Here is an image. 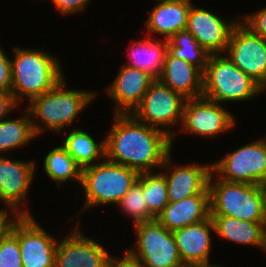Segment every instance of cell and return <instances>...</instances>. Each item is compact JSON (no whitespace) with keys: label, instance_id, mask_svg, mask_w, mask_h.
Wrapping results in <instances>:
<instances>
[{"label":"cell","instance_id":"1f68e13d","mask_svg":"<svg viewBox=\"0 0 266 267\" xmlns=\"http://www.w3.org/2000/svg\"><path fill=\"white\" fill-rule=\"evenodd\" d=\"M0 46V91L11 92L12 89V72L10 57L5 55Z\"/></svg>","mask_w":266,"mask_h":267},{"label":"cell","instance_id":"52a82bcc","mask_svg":"<svg viewBox=\"0 0 266 267\" xmlns=\"http://www.w3.org/2000/svg\"><path fill=\"white\" fill-rule=\"evenodd\" d=\"M133 227L137 234L135 249L131 247L126 253L139 267H186L180 258L172 231L156 219Z\"/></svg>","mask_w":266,"mask_h":267},{"label":"cell","instance_id":"4dcf8cb0","mask_svg":"<svg viewBox=\"0 0 266 267\" xmlns=\"http://www.w3.org/2000/svg\"><path fill=\"white\" fill-rule=\"evenodd\" d=\"M253 33L266 39V7L259 9L251 14H246L245 18L240 20Z\"/></svg>","mask_w":266,"mask_h":267},{"label":"cell","instance_id":"cb8c5ba5","mask_svg":"<svg viewBox=\"0 0 266 267\" xmlns=\"http://www.w3.org/2000/svg\"><path fill=\"white\" fill-rule=\"evenodd\" d=\"M62 147L69 153L75 162L82 168L96 164V160L106 158L105 137L101 142L80 127H72Z\"/></svg>","mask_w":266,"mask_h":267},{"label":"cell","instance_id":"7c38bea8","mask_svg":"<svg viewBox=\"0 0 266 267\" xmlns=\"http://www.w3.org/2000/svg\"><path fill=\"white\" fill-rule=\"evenodd\" d=\"M17 239L23 267H55L58 239L47 233L33 215L17 216Z\"/></svg>","mask_w":266,"mask_h":267},{"label":"cell","instance_id":"7a4b0ae2","mask_svg":"<svg viewBox=\"0 0 266 267\" xmlns=\"http://www.w3.org/2000/svg\"><path fill=\"white\" fill-rule=\"evenodd\" d=\"M13 52L11 92L19 104L48 92L64 77L61 62L50 52L18 45Z\"/></svg>","mask_w":266,"mask_h":267},{"label":"cell","instance_id":"8fae6325","mask_svg":"<svg viewBox=\"0 0 266 267\" xmlns=\"http://www.w3.org/2000/svg\"><path fill=\"white\" fill-rule=\"evenodd\" d=\"M237 119L225 107L204 96L187 98L183 107L184 133L201 137H216L234 128Z\"/></svg>","mask_w":266,"mask_h":267},{"label":"cell","instance_id":"2e32d148","mask_svg":"<svg viewBox=\"0 0 266 267\" xmlns=\"http://www.w3.org/2000/svg\"><path fill=\"white\" fill-rule=\"evenodd\" d=\"M171 153L166 157L161 173L165 176L168 201L178 202L184 198L199 193H210L209 178L212 173V164H183L171 166Z\"/></svg>","mask_w":266,"mask_h":267},{"label":"cell","instance_id":"9a60e30c","mask_svg":"<svg viewBox=\"0 0 266 267\" xmlns=\"http://www.w3.org/2000/svg\"><path fill=\"white\" fill-rule=\"evenodd\" d=\"M111 256L99 241L85 236L77 226L58 240L55 267H104Z\"/></svg>","mask_w":266,"mask_h":267},{"label":"cell","instance_id":"f546056e","mask_svg":"<svg viewBox=\"0 0 266 267\" xmlns=\"http://www.w3.org/2000/svg\"><path fill=\"white\" fill-rule=\"evenodd\" d=\"M0 267H23L17 239V216H12L0 234Z\"/></svg>","mask_w":266,"mask_h":267},{"label":"cell","instance_id":"3957f363","mask_svg":"<svg viewBox=\"0 0 266 267\" xmlns=\"http://www.w3.org/2000/svg\"><path fill=\"white\" fill-rule=\"evenodd\" d=\"M64 78L48 92L33 98L27 106L36 137L46 129L60 134L65 126L72 127L79 113L96 98V91L65 89ZM33 118L39 119L41 124Z\"/></svg>","mask_w":266,"mask_h":267},{"label":"cell","instance_id":"d6986e66","mask_svg":"<svg viewBox=\"0 0 266 267\" xmlns=\"http://www.w3.org/2000/svg\"><path fill=\"white\" fill-rule=\"evenodd\" d=\"M157 79L186 99L201 97L203 94V71L194 64L172 56L168 51Z\"/></svg>","mask_w":266,"mask_h":267},{"label":"cell","instance_id":"836d02e7","mask_svg":"<svg viewBox=\"0 0 266 267\" xmlns=\"http://www.w3.org/2000/svg\"><path fill=\"white\" fill-rule=\"evenodd\" d=\"M18 106L12 92L0 91V121L8 118L11 111Z\"/></svg>","mask_w":266,"mask_h":267},{"label":"cell","instance_id":"603a6c76","mask_svg":"<svg viewBox=\"0 0 266 267\" xmlns=\"http://www.w3.org/2000/svg\"><path fill=\"white\" fill-rule=\"evenodd\" d=\"M166 51L167 40H155L144 36L131 45L128 52L130 62L124 64L131 68L145 70L157 79L162 71Z\"/></svg>","mask_w":266,"mask_h":267},{"label":"cell","instance_id":"f1b7e54d","mask_svg":"<svg viewBox=\"0 0 266 267\" xmlns=\"http://www.w3.org/2000/svg\"><path fill=\"white\" fill-rule=\"evenodd\" d=\"M126 217L133 218V225L156 219L147 208L141 184L136 181L117 204ZM128 215V216H127Z\"/></svg>","mask_w":266,"mask_h":267},{"label":"cell","instance_id":"44dd1931","mask_svg":"<svg viewBox=\"0 0 266 267\" xmlns=\"http://www.w3.org/2000/svg\"><path fill=\"white\" fill-rule=\"evenodd\" d=\"M157 4L148 13L145 29L149 33L163 35L169 40L179 31L186 30L191 0H156Z\"/></svg>","mask_w":266,"mask_h":267},{"label":"cell","instance_id":"7402d4cb","mask_svg":"<svg viewBox=\"0 0 266 267\" xmlns=\"http://www.w3.org/2000/svg\"><path fill=\"white\" fill-rule=\"evenodd\" d=\"M215 234L241 245H251L266 253V222H249L221 215H211Z\"/></svg>","mask_w":266,"mask_h":267},{"label":"cell","instance_id":"277c9868","mask_svg":"<svg viewBox=\"0 0 266 267\" xmlns=\"http://www.w3.org/2000/svg\"><path fill=\"white\" fill-rule=\"evenodd\" d=\"M139 172L106 158L94 165L82 168L81 186L84 190V206L79 213L94 206L117 205L137 181Z\"/></svg>","mask_w":266,"mask_h":267},{"label":"cell","instance_id":"30bf717a","mask_svg":"<svg viewBox=\"0 0 266 267\" xmlns=\"http://www.w3.org/2000/svg\"><path fill=\"white\" fill-rule=\"evenodd\" d=\"M225 54L266 91V39L239 21L233 28Z\"/></svg>","mask_w":266,"mask_h":267},{"label":"cell","instance_id":"ba28073f","mask_svg":"<svg viewBox=\"0 0 266 267\" xmlns=\"http://www.w3.org/2000/svg\"><path fill=\"white\" fill-rule=\"evenodd\" d=\"M185 101L186 98L182 94L156 79L131 114L138 121L164 131L172 138L173 146L176 134L172 129L174 125L182 123Z\"/></svg>","mask_w":266,"mask_h":267},{"label":"cell","instance_id":"74e56055","mask_svg":"<svg viewBox=\"0 0 266 267\" xmlns=\"http://www.w3.org/2000/svg\"><path fill=\"white\" fill-rule=\"evenodd\" d=\"M262 187L264 189V195H265V216H266V183L262 185Z\"/></svg>","mask_w":266,"mask_h":267},{"label":"cell","instance_id":"9c48e42d","mask_svg":"<svg viewBox=\"0 0 266 267\" xmlns=\"http://www.w3.org/2000/svg\"><path fill=\"white\" fill-rule=\"evenodd\" d=\"M211 164L215 177L262 186L266 183V137L228 152Z\"/></svg>","mask_w":266,"mask_h":267},{"label":"cell","instance_id":"5bb4252c","mask_svg":"<svg viewBox=\"0 0 266 267\" xmlns=\"http://www.w3.org/2000/svg\"><path fill=\"white\" fill-rule=\"evenodd\" d=\"M240 18L222 19L221 16L192 4L186 30L210 55L225 54L233 28Z\"/></svg>","mask_w":266,"mask_h":267},{"label":"cell","instance_id":"8d00e7d4","mask_svg":"<svg viewBox=\"0 0 266 267\" xmlns=\"http://www.w3.org/2000/svg\"><path fill=\"white\" fill-rule=\"evenodd\" d=\"M193 267H223L221 265H216V264H210V262H206V263H203V264H199V265H196V266H193Z\"/></svg>","mask_w":266,"mask_h":267},{"label":"cell","instance_id":"ac0fdd59","mask_svg":"<svg viewBox=\"0 0 266 267\" xmlns=\"http://www.w3.org/2000/svg\"><path fill=\"white\" fill-rule=\"evenodd\" d=\"M211 231L215 232L211 217L173 231L180 258L186 267L210 262Z\"/></svg>","mask_w":266,"mask_h":267},{"label":"cell","instance_id":"e0dca14e","mask_svg":"<svg viewBox=\"0 0 266 267\" xmlns=\"http://www.w3.org/2000/svg\"><path fill=\"white\" fill-rule=\"evenodd\" d=\"M155 80L149 72L123 64L106 89L115 104L113 114L132 113Z\"/></svg>","mask_w":266,"mask_h":267},{"label":"cell","instance_id":"4316f807","mask_svg":"<svg viewBox=\"0 0 266 267\" xmlns=\"http://www.w3.org/2000/svg\"><path fill=\"white\" fill-rule=\"evenodd\" d=\"M167 51L174 57L196 65L205 70L207 53L187 30L179 31L167 40Z\"/></svg>","mask_w":266,"mask_h":267},{"label":"cell","instance_id":"83f0119b","mask_svg":"<svg viewBox=\"0 0 266 267\" xmlns=\"http://www.w3.org/2000/svg\"><path fill=\"white\" fill-rule=\"evenodd\" d=\"M141 172L137 181L141 184L148 211L156 218L169 204L165 176L160 173Z\"/></svg>","mask_w":266,"mask_h":267},{"label":"cell","instance_id":"8992f818","mask_svg":"<svg viewBox=\"0 0 266 267\" xmlns=\"http://www.w3.org/2000/svg\"><path fill=\"white\" fill-rule=\"evenodd\" d=\"M265 91L226 54H211L203 71L202 96L224 104L250 100Z\"/></svg>","mask_w":266,"mask_h":267},{"label":"cell","instance_id":"d6a6232c","mask_svg":"<svg viewBox=\"0 0 266 267\" xmlns=\"http://www.w3.org/2000/svg\"><path fill=\"white\" fill-rule=\"evenodd\" d=\"M51 2L61 15L68 16L84 10L90 0H51Z\"/></svg>","mask_w":266,"mask_h":267},{"label":"cell","instance_id":"ffe728a7","mask_svg":"<svg viewBox=\"0 0 266 267\" xmlns=\"http://www.w3.org/2000/svg\"><path fill=\"white\" fill-rule=\"evenodd\" d=\"M210 217V193H199L178 202H169L156 217V220L166 229L173 232Z\"/></svg>","mask_w":266,"mask_h":267},{"label":"cell","instance_id":"6da1fadb","mask_svg":"<svg viewBox=\"0 0 266 267\" xmlns=\"http://www.w3.org/2000/svg\"><path fill=\"white\" fill-rule=\"evenodd\" d=\"M113 115L115 121L105 136L106 159L139 173L161 168L172 153V138L131 113Z\"/></svg>","mask_w":266,"mask_h":267},{"label":"cell","instance_id":"e575fe53","mask_svg":"<svg viewBox=\"0 0 266 267\" xmlns=\"http://www.w3.org/2000/svg\"><path fill=\"white\" fill-rule=\"evenodd\" d=\"M104 267H139L138 263L127 253L120 259L115 256H111Z\"/></svg>","mask_w":266,"mask_h":267},{"label":"cell","instance_id":"d590c367","mask_svg":"<svg viewBox=\"0 0 266 267\" xmlns=\"http://www.w3.org/2000/svg\"><path fill=\"white\" fill-rule=\"evenodd\" d=\"M11 212L9 209H0V234L7 228L8 223L11 219L10 215Z\"/></svg>","mask_w":266,"mask_h":267},{"label":"cell","instance_id":"484cf974","mask_svg":"<svg viewBox=\"0 0 266 267\" xmlns=\"http://www.w3.org/2000/svg\"><path fill=\"white\" fill-rule=\"evenodd\" d=\"M25 109L24 116L0 121V156L1 153L25 146L36 138L30 113Z\"/></svg>","mask_w":266,"mask_h":267},{"label":"cell","instance_id":"4fadbf2b","mask_svg":"<svg viewBox=\"0 0 266 267\" xmlns=\"http://www.w3.org/2000/svg\"><path fill=\"white\" fill-rule=\"evenodd\" d=\"M36 163L32 161L11 160L6 156H0V201L5 203L15 216L31 215L26 206L27 192L35 177Z\"/></svg>","mask_w":266,"mask_h":267},{"label":"cell","instance_id":"5b68a950","mask_svg":"<svg viewBox=\"0 0 266 267\" xmlns=\"http://www.w3.org/2000/svg\"><path fill=\"white\" fill-rule=\"evenodd\" d=\"M214 175L212 172L209 178L211 215L266 222L265 195L261 185L228 182L214 178Z\"/></svg>","mask_w":266,"mask_h":267},{"label":"cell","instance_id":"d4e9b609","mask_svg":"<svg viewBox=\"0 0 266 267\" xmlns=\"http://www.w3.org/2000/svg\"><path fill=\"white\" fill-rule=\"evenodd\" d=\"M43 166L46 176L53 180L56 186L61 187L73 179L81 184L82 169L62 146L49 151Z\"/></svg>","mask_w":266,"mask_h":267}]
</instances>
